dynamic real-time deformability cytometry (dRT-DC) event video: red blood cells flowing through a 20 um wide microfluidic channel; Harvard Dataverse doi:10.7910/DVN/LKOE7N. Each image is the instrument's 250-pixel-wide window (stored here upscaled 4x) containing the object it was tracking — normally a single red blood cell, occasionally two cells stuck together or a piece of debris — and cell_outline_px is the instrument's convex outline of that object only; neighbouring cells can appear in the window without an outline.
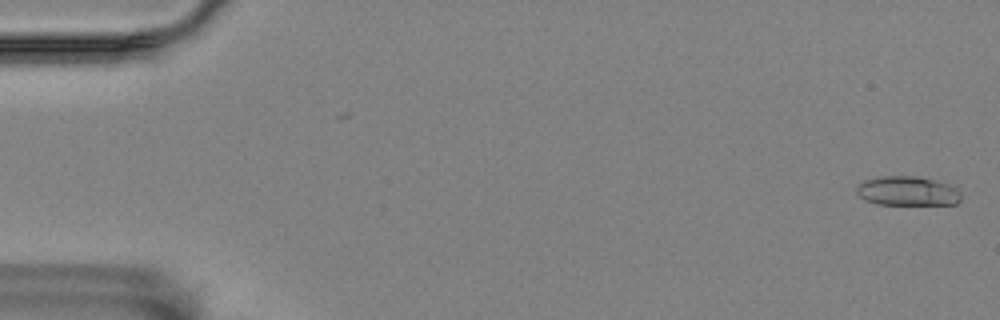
{"species": "Egyptian fruit bat (a non-hibernating species)", "species_latin": "Rousettus aegyptiacus", "temperature_condition": "room temperature", "stored_images_in_passage": 57, "camera_frame_rate_fps": 3000, "um_per_image_px": 0.085, "animal": {"sex": "female"}, "frame": {"image": 1, "passage_image": 2, "time_ms": 0.333, "image_size_px": [1000, 320], "cell_outline_px": [[960, 200], [956, 204], [876, 204], [864, 200], [856, 192], [856, 184], [864, 180], [880, 176], [916, 176], [948, 184], [956, 188], [960, 192]], "centroid_in_image_um": [77.08, 16.23], "position_along_channel_um": 7.9, "area_um2": 17.86}}
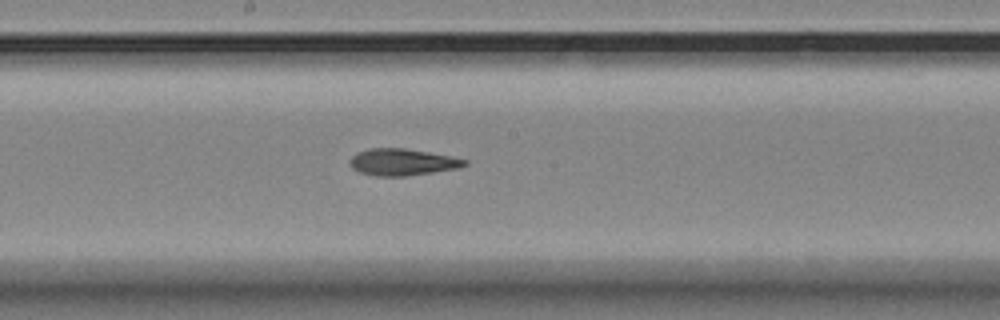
{"frame": {"image": 2, "passage_image": 31, "time_ms": 10.0, "image_size_px": [1000, 320], "cell_outline_px": [[468, 164], [460, 168], [404, 176], [376, 176], [360, 172], [352, 168], [348, 160], [356, 152], [368, 148], [404, 148], [428, 152], [468, 160]], "centroid_in_image_um": [34.17, 13.77], "position_along_channel_um": 214.0, "area_um2": 17.86}}
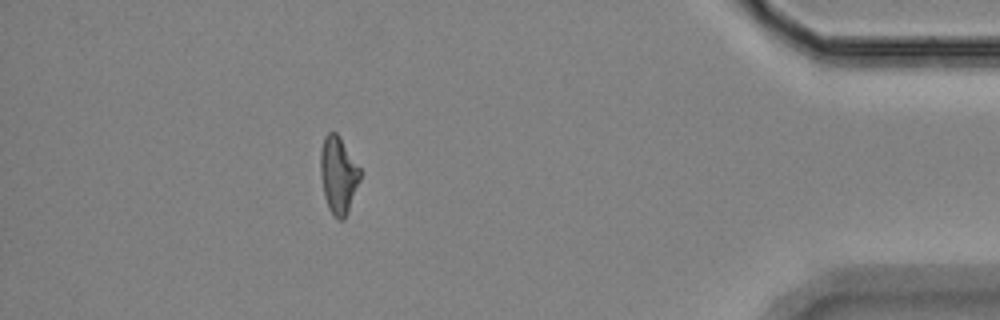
{"frame": {"image": 3, "passage_image": 51, "time_ms": 16.667, "image_size_px": [1000, 320], "cell_outline_px": [[360, 180], [348, 212], [344, 220], [336, 220], [332, 216], [328, 208], [324, 196], [320, 176], [320, 152], [324, 136], [328, 132], [336, 132], [360, 168]], "centroid_in_image_um": [28.73, 14.92], "position_along_channel_um": 406.5, "area_um2": 17.92}, "authors_computed_cell_mechanics": {"area_um2": 17.918, "velocity_mm_per_s": 3.5669, "shape_relaxation_time_tau1_ms": 9.3168, "shape_relaxation_time_tau2_ms": 3.8894, "deformation_change_tau1": 0.21, "deformation_change_tau2": 0.1379}}